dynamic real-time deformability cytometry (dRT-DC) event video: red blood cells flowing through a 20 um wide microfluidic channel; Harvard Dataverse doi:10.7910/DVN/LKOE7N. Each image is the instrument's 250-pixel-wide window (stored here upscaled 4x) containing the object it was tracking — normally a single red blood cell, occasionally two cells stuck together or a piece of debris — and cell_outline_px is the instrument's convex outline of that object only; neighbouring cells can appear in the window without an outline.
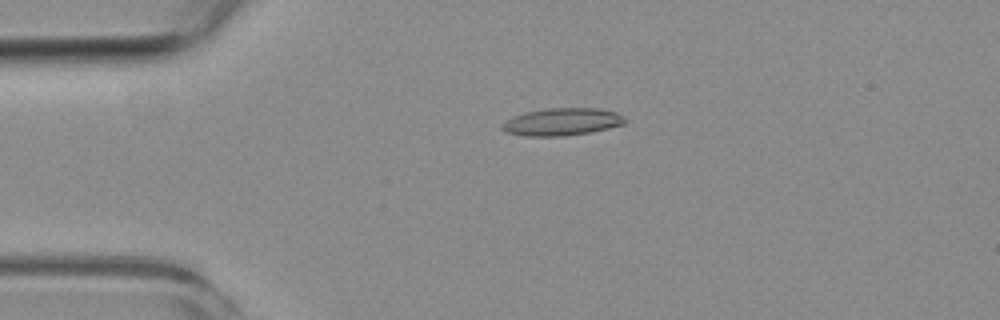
{"species": "common noctule bat (a hibernating species)", "species_latin": "Nyctalus noctula", "temperature_condition": "room temperature", "stored_images_in_passage": 2, "camera_frame_rate_fps": 3000, "um_per_image_px": 0.085, "animal": {"sex": "female", "body_mass_g": 19.3, "forearm_length_mm": 54.1}, "frame": {"image": 1, "passage_image": 1, "time_ms": 0.0, "image_size_px": [1000, 320], "cell_outline_px": [[628, 120], [624, 124], [592, 132], [564, 136], [524, 136], [504, 132], [500, 128], [500, 124], [504, 120], [512, 116], [528, 112], [548, 108], [596, 108], [616, 112], [624, 116]], "centroid_in_image_um": [47.74, 10.36], "position_along_channel_um": 37.3, "area_um2": 19.88}}